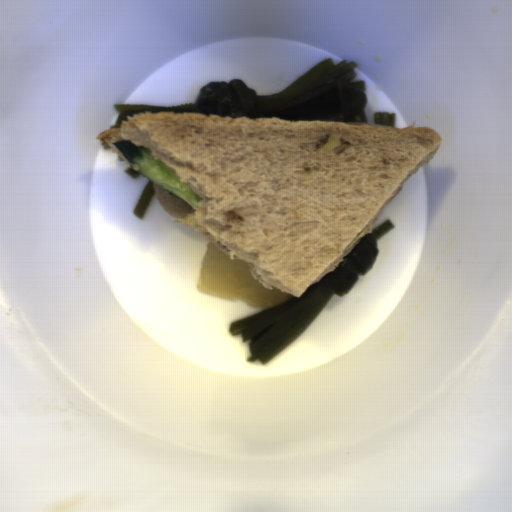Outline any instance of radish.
Segmentation results:
<instances>
[{
  "instance_id": "1",
  "label": "radish",
  "mask_w": 512,
  "mask_h": 512,
  "mask_svg": "<svg viewBox=\"0 0 512 512\" xmlns=\"http://www.w3.org/2000/svg\"><path fill=\"white\" fill-rule=\"evenodd\" d=\"M197 289L198 292L266 310L287 302L293 296L273 285L272 289H267L252 274L249 263L229 259L208 240L201 259Z\"/></svg>"
}]
</instances>
